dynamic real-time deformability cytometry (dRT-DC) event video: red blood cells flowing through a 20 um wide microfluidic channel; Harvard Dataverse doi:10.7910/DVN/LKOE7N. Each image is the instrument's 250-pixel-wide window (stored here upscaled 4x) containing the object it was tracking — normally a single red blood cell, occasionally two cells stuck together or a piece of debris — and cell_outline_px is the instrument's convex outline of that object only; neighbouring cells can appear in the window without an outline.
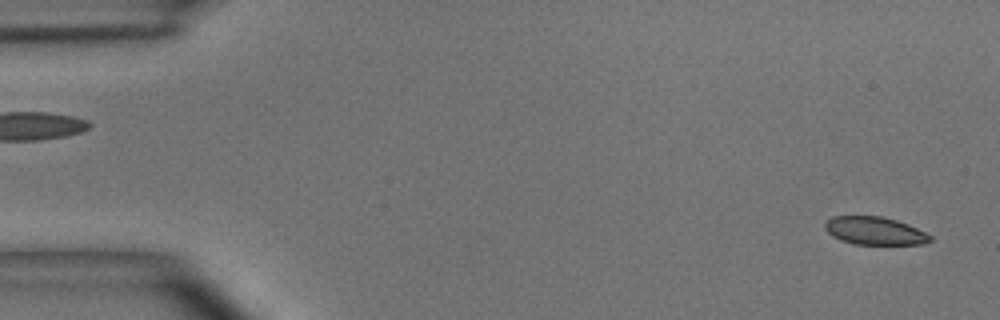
{"species": "common noctule bat (a hibernating species)", "species_latin": "Nyctalus noctula", "temperature_condition": "room temperature", "stored_images_in_passage": 4, "camera_frame_rate_fps": 3000, "um_per_image_px": 0.085, "animal": {"sex": "male", "body_mass_g": 15.6}, "frame": {"image": 1, "passage_image": 4, "time_ms": 3.667, "image_size_px": [1000, 320], "cell_outline_px": [[932, 240], [924, 244], [856, 244], [840, 240], [832, 236], [824, 228], [824, 224], [832, 216], [884, 216], [908, 224], [932, 236]], "centroid_in_image_um": [74.34, 19.61], "position_along_channel_um": 10.7, "area_um2": 17.11}}